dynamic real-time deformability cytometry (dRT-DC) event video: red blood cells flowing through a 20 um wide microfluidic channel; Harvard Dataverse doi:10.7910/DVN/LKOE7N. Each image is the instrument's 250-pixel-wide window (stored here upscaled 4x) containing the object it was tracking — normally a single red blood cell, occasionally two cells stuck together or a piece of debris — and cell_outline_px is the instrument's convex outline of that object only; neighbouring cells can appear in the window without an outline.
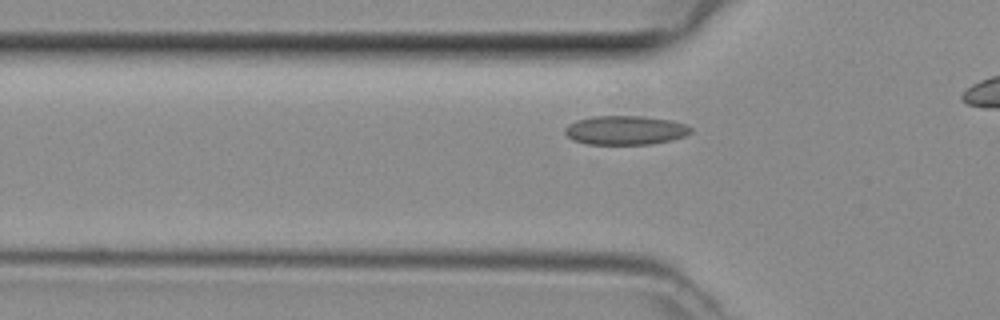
{"species": "common noctule bat (a hibernating species)", "species_latin": "Nyctalus noctula", "temperature_condition": "room temperature", "stored_images_in_passage": 26, "camera_frame_rate_fps": 3000, "um_per_image_px": 0.085, "animal": {"sex": "female", "body_mass_g": 29.2, "forearm_length_mm": 56.3}, "frame": {"image": 1, "passage_image": 9, "time_ms": 2.667, "image_size_px": [1000, 320], "cell_outline_px": [[692, 132], [684, 136], [672, 140], [652, 144], [588, 144], [572, 140], [564, 132], [564, 128], [568, 124], [576, 120], [592, 116], [640, 116], [672, 120], [684, 124], [692, 128]], "centroid_in_image_um": [53.14, 11.07], "position_along_channel_um": 72.7, "area_um2": 21.39}}
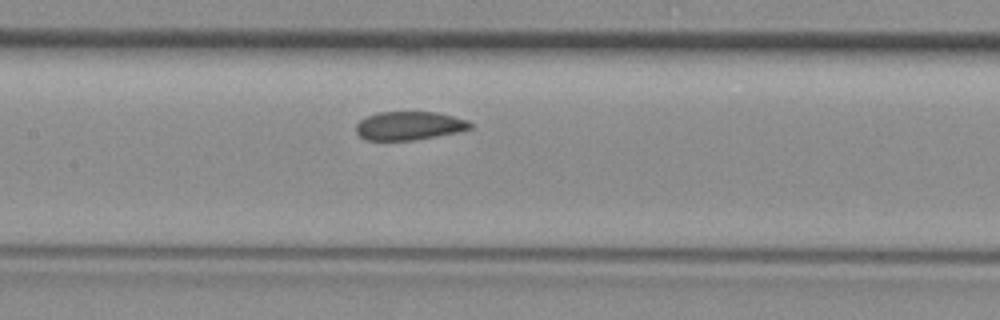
{"frame": {"image": 2, "passage_image": 16, "time_ms": 5.0, "image_size_px": [1000, 320], "cell_outline_px": [[472, 128], [460, 132], [416, 140], [368, 140], [360, 136], [356, 132], [356, 124], [360, 120], [376, 112], [436, 112], [468, 120], [472, 124]], "centroid_in_image_um": [34.8, 10.69], "position_along_channel_um": 172.6, "area_um2": 19.07}}
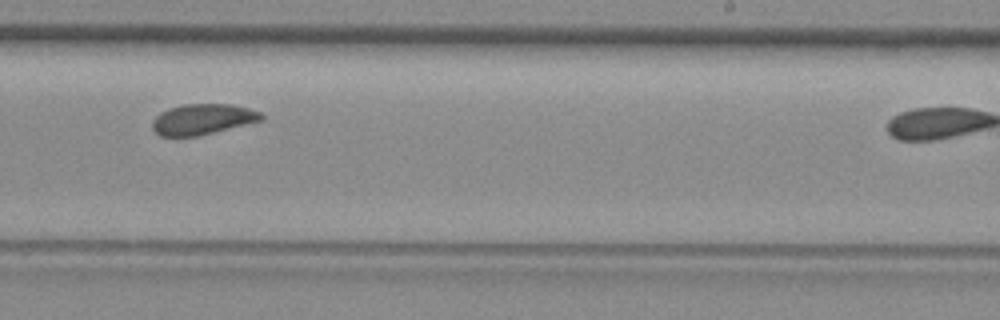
{"frame": {"image": 3, "passage_image": 23, "time_ms": 7.333, "image_size_px": [1000, 320], "cell_outline_px": [[264, 120], [196, 136], [160, 136], [152, 128], [152, 120], [160, 112], [184, 104], [232, 104], [248, 108], [260, 112], [264, 116]], "centroid_in_image_um": [17.23, 10.13], "position_along_channel_um": 271.8, "area_um2": 19.31}}